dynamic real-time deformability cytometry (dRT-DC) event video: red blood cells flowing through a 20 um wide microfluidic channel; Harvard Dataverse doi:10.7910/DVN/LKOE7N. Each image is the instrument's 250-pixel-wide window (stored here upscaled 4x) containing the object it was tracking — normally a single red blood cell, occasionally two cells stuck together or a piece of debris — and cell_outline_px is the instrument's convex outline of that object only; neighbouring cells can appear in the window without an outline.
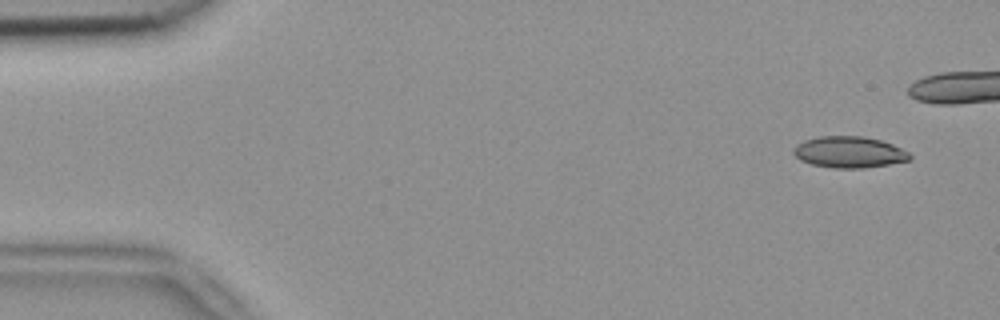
{"species": "common noctule bat (a hibernating species)", "species_latin": "Nyctalus noctula", "temperature_condition": "room temperature", "stored_images_in_passage": 7, "camera_frame_rate_fps": 3000, "um_per_image_px": 0.085, "animal": {"sex": "female", "body_mass_g": 18.4}, "frame": {"image": 1, "passage_image": 1, "time_ms": 0.0, "image_size_px": [1000, 320], "cell_outline_px": [[912, 160], [864, 168], [832, 168], [812, 164], [800, 160], [792, 152], [792, 148], [796, 144], [804, 140], [820, 136], [864, 136], [880, 140], [892, 144], [908, 152], [912, 156]], "centroid_in_image_um": [72.16, 12.93], "position_along_channel_um": 12.8, "area_um2": 21.33}}
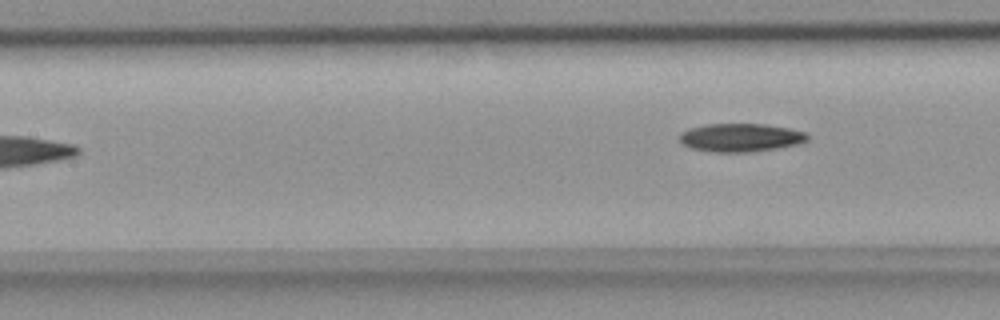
{"frame": {"image": 2, "passage_image": 7, "time_ms": 2.0, "image_size_px": [1000, 320], "cell_outline_px": [[808, 140], [796, 144], [776, 148], [748, 152], [712, 152], [692, 148], [680, 144], [680, 132], [688, 128], [704, 124], [764, 124], [788, 128], [804, 132], [808, 136]], "centroid_in_image_um": [62.88, 11.69], "position_along_channel_um": 144.5, "area_um2": 21.04}}